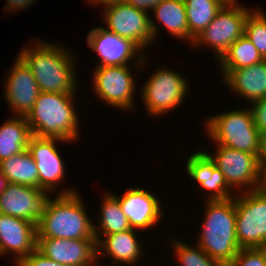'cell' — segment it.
Masks as SVG:
<instances>
[{"label": "cell", "mask_w": 266, "mask_h": 266, "mask_svg": "<svg viewBox=\"0 0 266 266\" xmlns=\"http://www.w3.org/2000/svg\"><path fill=\"white\" fill-rule=\"evenodd\" d=\"M0 171L8 183L39 188L38 169L28 149L1 161Z\"/></svg>", "instance_id": "23"}, {"label": "cell", "mask_w": 266, "mask_h": 266, "mask_svg": "<svg viewBox=\"0 0 266 266\" xmlns=\"http://www.w3.org/2000/svg\"><path fill=\"white\" fill-rule=\"evenodd\" d=\"M48 193L36 187L8 183L0 193V214L22 218L37 226L51 200Z\"/></svg>", "instance_id": "12"}, {"label": "cell", "mask_w": 266, "mask_h": 266, "mask_svg": "<svg viewBox=\"0 0 266 266\" xmlns=\"http://www.w3.org/2000/svg\"><path fill=\"white\" fill-rule=\"evenodd\" d=\"M74 95L40 92L31 111L25 117L36 137L59 138L66 143L78 138V118Z\"/></svg>", "instance_id": "4"}, {"label": "cell", "mask_w": 266, "mask_h": 266, "mask_svg": "<svg viewBox=\"0 0 266 266\" xmlns=\"http://www.w3.org/2000/svg\"><path fill=\"white\" fill-rule=\"evenodd\" d=\"M264 59L254 44L245 36L238 38L219 60L221 70H237Z\"/></svg>", "instance_id": "27"}, {"label": "cell", "mask_w": 266, "mask_h": 266, "mask_svg": "<svg viewBox=\"0 0 266 266\" xmlns=\"http://www.w3.org/2000/svg\"><path fill=\"white\" fill-rule=\"evenodd\" d=\"M93 87L97 96L108 105L132 110L135 83L128 65L96 66Z\"/></svg>", "instance_id": "11"}, {"label": "cell", "mask_w": 266, "mask_h": 266, "mask_svg": "<svg viewBox=\"0 0 266 266\" xmlns=\"http://www.w3.org/2000/svg\"><path fill=\"white\" fill-rule=\"evenodd\" d=\"M11 68L4 85V97L14 116L26 117L41 91L32 71L19 56Z\"/></svg>", "instance_id": "15"}, {"label": "cell", "mask_w": 266, "mask_h": 266, "mask_svg": "<svg viewBox=\"0 0 266 266\" xmlns=\"http://www.w3.org/2000/svg\"><path fill=\"white\" fill-rule=\"evenodd\" d=\"M244 35L254 44L266 60V15L261 11H252L246 19Z\"/></svg>", "instance_id": "29"}, {"label": "cell", "mask_w": 266, "mask_h": 266, "mask_svg": "<svg viewBox=\"0 0 266 266\" xmlns=\"http://www.w3.org/2000/svg\"><path fill=\"white\" fill-rule=\"evenodd\" d=\"M227 266H266V248H242Z\"/></svg>", "instance_id": "30"}, {"label": "cell", "mask_w": 266, "mask_h": 266, "mask_svg": "<svg viewBox=\"0 0 266 266\" xmlns=\"http://www.w3.org/2000/svg\"><path fill=\"white\" fill-rule=\"evenodd\" d=\"M154 17L171 33V36L187 39L193 43L189 34L184 0H162L153 10Z\"/></svg>", "instance_id": "24"}, {"label": "cell", "mask_w": 266, "mask_h": 266, "mask_svg": "<svg viewBox=\"0 0 266 266\" xmlns=\"http://www.w3.org/2000/svg\"><path fill=\"white\" fill-rule=\"evenodd\" d=\"M189 34L195 39L224 6L222 0H184Z\"/></svg>", "instance_id": "26"}, {"label": "cell", "mask_w": 266, "mask_h": 266, "mask_svg": "<svg viewBox=\"0 0 266 266\" xmlns=\"http://www.w3.org/2000/svg\"><path fill=\"white\" fill-rule=\"evenodd\" d=\"M33 2H35V0H7L5 10L10 11L13 9V11H19L23 8L25 9V7L31 6L30 4Z\"/></svg>", "instance_id": "34"}, {"label": "cell", "mask_w": 266, "mask_h": 266, "mask_svg": "<svg viewBox=\"0 0 266 266\" xmlns=\"http://www.w3.org/2000/svg\"><path fill=\"white\" fill-rule=\"evenodd\" d=\"M259 160L263 164L266 162V130L259 132Z\"/></svg>", "instance_id": "35"}, {"label": "cell", "mask_w": 266, "mask_h": 266, "mask_svg": "<svg viewBox=\"0 0 266 266\" xmlns=\"http://www.w3.org/2000/svg\"><path fill=\"white\" fill-rule=\"evenodd\" d=\"M36 249L66 266H97L96 239L37 238Z\"/></svg>", "instance_id": "14"}, {"label": "cell", "mask_w": 266, "mask_h": 266, "mask_svg": "<svg viewBox=\"0 0 266 266\" xmlns=\"http://www.w3.org/2000/svg\"><path fill=\"white\" fill-rule=\"evenodd\" d=\"M112 195L118 200L132 229H151L159 223L160 217L164 214L161 212L157 196L145 189L130 187L122 197Z\"/></svg>", "instance_id": "18"}, {"label": "cell", "mask_w": 266, "mask_h": 266, "mask_svg": "<svg viewBox=\"0 0 266 266\" xmlns=\"http://www.w3.org/2000/svg\"><path fill=\"white\" fill-rule=\"evenodd\" d=\"M206 208L196 244L212 259L227 266L241 249L236 236L235 198L207 199Z\"/></svg>", "instance_id": "3"}, {"label": "cell", "mask_w": 266, "mask_h": 266, "mask_svg": "<svg viewBox=\"0 0 266 266\" xmlns=\"http://www.w3.org/2000/svg\"><path fill=\"white\" fill-rule=\"evenodd\" d=\"M172 243L181 266H224L208 256L197 244L194 248L177 239Z\"/></svg>", "instance_id": "28"}, {"label": "cell", "mask_w": 266, "mask_h": 266, "mask_svg": "<svg viewBox=\"0 0 266 266\" xmlns=\"http://www.w3.org/2000/svg\"><path fill=\"white\" fill-rule=\"evenodd\" d=\"M216 148L217 151L214 154H207L214 161L216 167L223 173L231 192L232 187L238 189L240 186L245 187L243 190H239L241 192L259 189L261 182V163L256 155L218 144Z\"/></svg>", "instance_id": "10"}, {"label": "cell", "mask_w": 266, "mask_h": 266, "mask_svg": "<svg viewBox=\"0 0 266 266\" xmlns=\"http://www.w3.org/2000/svg\"><path fill=\"white\" fill-rule=\"evenodd\" d=\"M91 4L106 5L117 2H125V0H88Z\"/></svg>", "instance_id": "37"}, {"label": "cell", "mask_w": 266, "mask_h": 266, "mask_svg": "<svg viewBox=\"0 0 266 266\" xmlns=\"http://www.w3.org/2000/svg\"><path fill=\"white\" fill-rule=\"evenodd\" d=\"M225 4H228V3H233L237 0H222Z\"/></svg>", "instance_id": "39"}, {"label": "cell", "mask_w": 266, "mask_h": 266, "mask_svg": "<svg viewBox=\"0 0 266 266\" xmlns=\"http://www.w3.org/2000/svg\"><path fill=\"white\" fill-rule=\"evenodd\" d=\"M57 141L65 140L33 135L29 141L28 151L38 169L39 189L53 192L57 190L58 183L64 179V161L56 148Z\"/></svg>", "instance_id": "16"}, {"label": "cell", "mask_w": 266, "mask_h": 266, "mask_svg": "<svg viewBox=\"0 0 266 266\" xmlns=\"http://www.w3.org/2000/svg\"><path fill=\"white\" fill-rule=\"evenodd\" d=\"M189 176L211 193L208 200H226L234 197L223 173L216 167L214 161L206 152H195L186 161Z\"/></svg>", "instance_id": "19"}, {"label": "cell", "mask_w": 266, "mask_h": 266, "mask_svg": "<svg viewBox=\"0 0 266 266\" xmlns=\"http://www.w3.org/2000/svg\"><path fill=\"white\" fill-rule=\"evenodd\" d=\"M135 234L136 230L131 228L119 233L103 235L105 238L102 236L97 242V257L110 255L115 260L113 264L123 262L128 266L135 265L142 257V248Z\"/></svg>", "instance_id": "21"}, {"label": "cell", "mask_w": 266, "mask_h": 266, "mask_svg": "<svg viewBox=\"0 0 266 266\" xmlns=\"http://www.w3.org/2000/svg\"><path fill=\"white\" fill-rule=\"evenodd\" d=\"M104 196L101 204L99 225L97 226L101 230L100 233L94 225V235L97 242L100 240V234L109 235L131 229L118 200L110 192L105 193Z\"/></svg>", "instance_id": "25"}, {"label": "cell", "mask_w": 266, "mask_h": 266, "mask_svg": "<svg viewBox=\"0 0 266 266\" xmlns=\"http://www.w3.org/2000/svg\"><path fill=\"white\" fill-rule=\"evenodd\" d=\"M250 108L258 131L266 130V97L252 103Z\"/></svg>", "instance_id": "32"}, {"label": "cell", "mask_w": 266, "mask_h": 266, "mask_svg": "<svg viewBox=\"0 0 266 266\" xmlns=\"http://www.w3.org/2000/svg\"><path fill=\"white\" fill-rule=\"evenodd\" d=\"M33 136L25 117L14 116L0 127V162L28 149Z\"/></svg>", "instance_id": "22"}, {"label": "cell", "mask_w": 266, "mask_h": 266, "mask_svg": "<svg viewBox=\"0 0 266 266\" xmlns=\"http://www.w3.org/2000/svg\"><path fill=\"white\" fill-rule=\"evenodd\" d=\"M35 46L22 48L19 56L30 68L41 92L75 94L77 93L74 60L64 48L52 43L39 41ZM37 44V45H36ZM73 59V60H72ZM75 75V76H74Z\"/></svg>", "instance_id": "1"}, {"label": "cell", "mask_w": 266, "mask_h": 266, "mask_svg": "<svg viewBox=\"0 0 266 266\" xmlns=\"http://www.w3.org/2000/svg\"><path fill=\"white\" fill-rule=\"evenodd\" d=\"M259 189L266 192V162L261 164V182Z\"/></svg>", "instance_id": "36"}, {"label": "cell", "mask_w": 266, "mask_h": 266, "mask_svg": "<svg viewBox=\"0 0 266 266\" xmlns=\"http://www.w3.org/2000/svg\"><path fill=\"white\" fill-rule=\"evenodd\" d=\"M86 41L92 51L96 52L100 57L99 61L101 62L98 66L128 65V63L131 64V61L134 62L137 58L138 62L135 65H138V68L141 66L140 64L143 65L145 63L146 57L141 55L144 53L133 42L119 37L104 27L92 29L88 33ZM138 55L139 57H137Z\"/></svg>", "instance_id": "13"}, {"label": "cell", "mask_w": 266, "mask_h": 266, "mask_svg": "<svg viewBox=\"0 0 266 266\" xmlns=\"http://www.w3.org/2000/svg\"><path fill=\"white\" fill-rule=\"evenodd\" d=\"M69 189L49 201L36 226L37 238L96 239L95 223L87 215L78 192Z\"/></svg>", "instance_id": "2"}, {"label": "cell", "mask_w": 266, "mask_h": 266, "mask_svg": "<svg viewBox=\"0 0 266 266\" xmlns=\"http://www.w3.org/2000/svg\"><path fill=\"white\" fill-rule=\"evenodd\" d=\"M187 83L173 70L159 68L151 74L140 93L148 113L159 116L178 107L190 89Z\"/></svg>", "instance_id": "9"}, {"label": "cell", "mask_w": 266, "mask_h": 266, "mask_svg": "<svg viewBox=\"0 0 266 266\" xmlns=\"http://www.w3.org/2000/svg\"><path fill=\"white\" fill-rule=\"evenodd\" d=\"M206 132L218 145L259 158V131L250 108L221 113L206 120Z\"/></svg>", "instance_id": "5"}, {"label": "cell", "mask_w": 266, "mask_h": 266, "mask_svg": "<svg viewBox=\"0 0 266 266\" xmlns=\"http://www.w3.org/2000/svg\"><path fill=\"white\" fill-rule=\"evenodd\" d=\"M104 8L103 18L108 27L105 29L130 40L142 52L151 40L157 38L159 28L148 12L136 9L126 2L106 4Z\"/></svg>", "instance_id": "7"}, {"label": "cell", "mask_w": 266, "mask_h": 266, "mask_svg": "<svg viewBox=\"0 0 266 266\" xmlns=\"http://www.w3.org/2000/svg\"><path fill=\"white\" fill-rule=\"evenodd\" d=\"M222 74L225 85L247 101L266 97V60L237 70H222Z\"/></svg>", "instance_id": "20"}, {"label": "cell", "mask_w": 266, "mask_h": 266, "mask_svg": "<svg viewBox=\"0 0 266 266\" xmlns=\"http://www.w3.org/2000/svg\"><path fill=\"white\" fill-rule=\"evenodd\" d=\"M234 198L240 248H266V192L246 191Z\"/></svg>", "instance_id": "6"}, {"label": "cell", "mask_w": 266, "mask_h": 266, "mask_svg": "<svg viewBox=\"0 0 266 266\" xmlns=\"http://www.w3.org/2000/svg\"><path fill=\"white\" fill-rule=\"evenodd\" d=\"M252 11L237 1L224 4L211 23L194 39L193 46L209 45L218 61L245 32L247 16Z\"/></svg>", "instance_id": "8"}, {"label": "cell", "mask_w": 266, "mask_h": 266, "mask_svg": "<svg viewBox=\"0 0 266 266\" xmlns=\"http://www.w3.org/2000/svg\"><path fill=\"white\" fill-rule=\"evenodd\" d=\"M7 184V178L0 171V193L6 188Z\"/></svg>", "instance_id": "38"}, {"label": "cell", "mask_w": 266, "mask_h": 266, "mask_svg": "<svg viewBox=\"0 0 266 266\" xmlns=\"http://www.w3.org/2000/svg\"><path fill=\"white\" fill-rule=\"evenodd\" d=\"M17 266H66L45 257L37 249L24 258Z\"/></svg>", "instance_id": "31"}, {"label": "cell", "mask_w": 266, "mask_h": 266, "mask_svg": "<svg viewBox=\"0 0 266 266\" xmlns=\"http://www.w3.org/2000/svg\"><path fill=\"white\" fill-rule=\"evenodd\" d=\"M37 245L36 225L22 218L0 214V254L14 252L18 265Z\"/></svg>", "instance_id": "17"}, {"label": "cell", "mask_w": 266, "mask_h": 266, "mask_svg": "<svg viewBox=\"0 0 266 266\" xmlns=\"http://www.w3.org/2000/svg\"><path fill=\"white\" fill-rule=\"evenodd\" d=\"M162 0H125L136 9L148 12V9L153 10Z\"/></svg>", "instance_id": "33"}]
</instances>
